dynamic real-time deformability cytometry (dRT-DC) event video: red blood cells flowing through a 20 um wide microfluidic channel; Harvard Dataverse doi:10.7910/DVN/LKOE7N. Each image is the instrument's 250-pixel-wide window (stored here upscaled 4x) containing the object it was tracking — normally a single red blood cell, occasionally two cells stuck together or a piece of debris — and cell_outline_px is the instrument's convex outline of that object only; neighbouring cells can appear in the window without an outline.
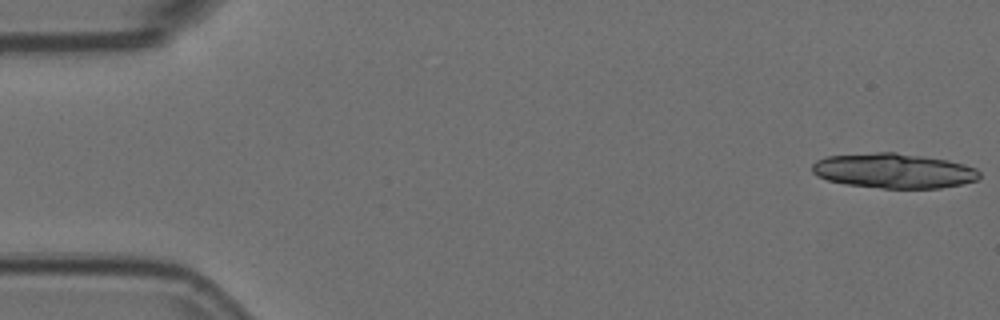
{"species": "Egyptian fruit bat (a non-hibernating species)", "species_latin": "Rousettus aegyptiacus", "temperature_condition": "room temperature", "stored_images_in_passage": 6, "camera_frame_rate_fps": 3000, "um_per_image_px": 0.085, "animal": {"sex": "female"}, "frame": {"image": 1, "passage_image": 1, "time_ms": 0.0, "image_size_px": [1000, 320], "cell_outline_px": [[980, 176], [976, 180], [960, 184], [940, 188], [880, 188], [848, 184], [828, 180], [816, 176], [812, 172], [812, 164], [816, 160], [828, 156], [876, 152], [896, 152], [948, 160], [964, 164], [976, 168], [980, 172]], "centroid_in_image_um": [75.96, 14.51], "position_along_channel_um": 9.0, "area_um2": 33.93}}
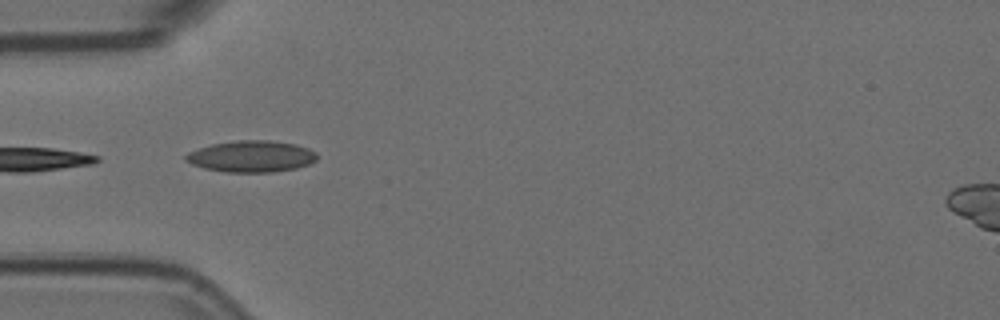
{"frame": {"image": 2, "passage_image": 5, "time_ms": 1.333, "image_size_px": [1000, 320], "cell_outline_px": [[316, 160], [308, 164], [296, 168], [272, 172], [228, 172], [204, 168], [192, 164], [184, 160], [184, 156], [188, 152], [212, 144], [236, 140], [268, 140], [296, 144], [308, 148], [316, 152]], "centroid_in_image_um": [21.36, 13.29], "position_along_channel_um": 63.6, "area_um2": 23.99}}
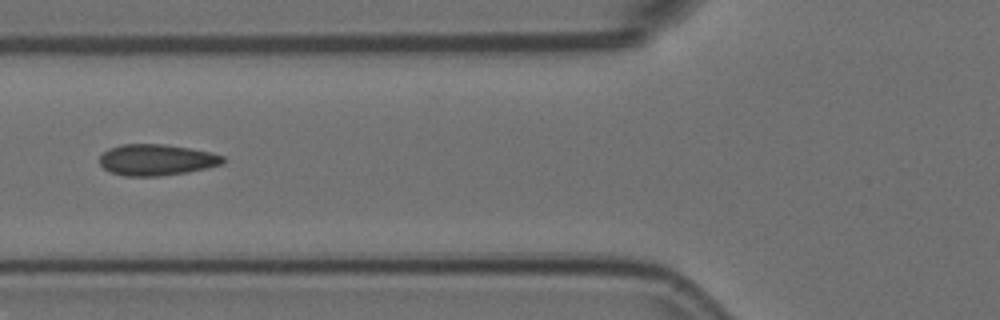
{"frame": {"image": 3, "passage_image": 6, "time_ms": 1.667, "image_size_px": [1000, 320], "cell_outline_px": [[224, 160], [220, 164], [188, 172], [160, 176], [124, 176], [112, 172], [104, 168], [100, 164], [100, 156], [108, 148], [120, 144], [164, 144], [212, 152], [224, 156]], "centroid_in_image_um": [13.28, 13.58], "position_along_channel_um": 112.5, "area_um2": 22.31}}